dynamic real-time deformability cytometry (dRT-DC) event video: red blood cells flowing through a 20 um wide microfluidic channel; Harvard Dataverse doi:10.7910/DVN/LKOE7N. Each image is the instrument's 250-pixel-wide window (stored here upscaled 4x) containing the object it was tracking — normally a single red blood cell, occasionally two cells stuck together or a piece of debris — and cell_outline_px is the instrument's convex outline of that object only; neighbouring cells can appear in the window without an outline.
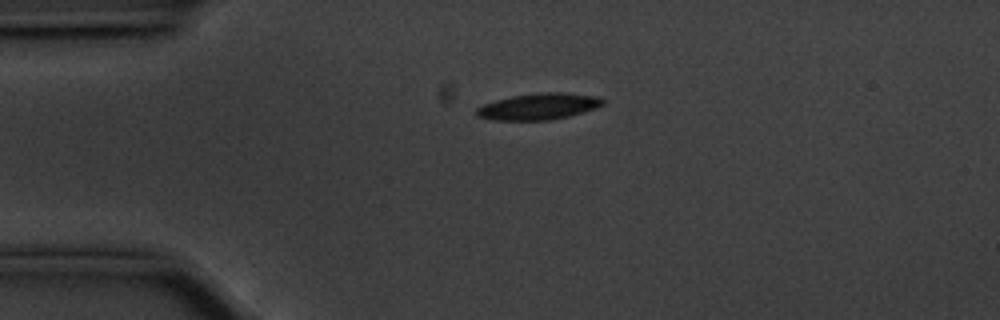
{"species": "common noctule bat (a hibernating species)", "species_latin": "Nyctalus noctula", "temperature_condition": "cold", "stored_images_in_passage": 45, "camera_frame_rate_fps": 3000, "um_per_image_px": 0.085, "animal": {"sex": "male", "body_mass_g": 20.1, "forearm_length_mm": 53.5}, "frame": {"image": 1, "passage_image": 1, "time_ms": 0.0, "image_size_px": [1000, 320], "cell_outline_px": [[604, 104], [596, 108], [584, 112], [568, 116], [548, 120], [492, 120], [476, 116], [476, 108], [484, 104], [496, 100], [512, 96], [540, 92], [564, 92], [600, 96], [604, 100]], "centroid_in_image_um": [45.81, 9.04], "position_along_channel_um": 39.2, "area_um2": 19.54}}
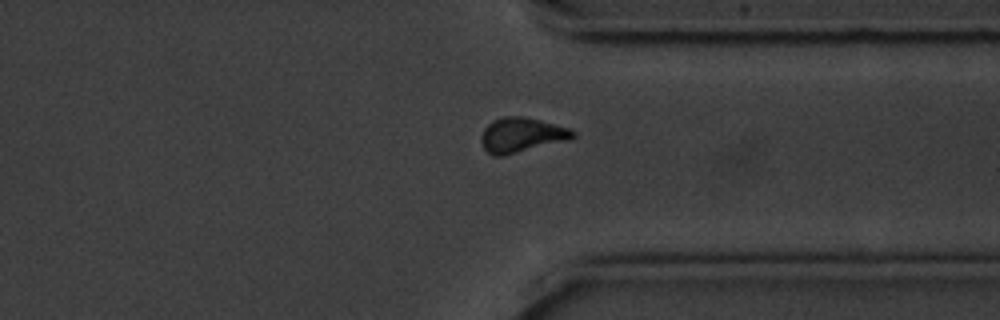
{"frame": {"image": 2, "passage_image": 31, "time_ms": 10.0, "image_size_px": [1000, 320], "cell_outline_px": [[576, 136], [572, 140], [504, 156], [492, 156], [484, 148], [480, 140], [480, 136], [484, 128], [492, 120], [504, 116], [524, 116], [540, 120], [568, 128], [576, 132]], "centroid_in_image_um": [44.34, 11.49], "position_along_channel_um": 367.1, "area_um2": 18.96}}
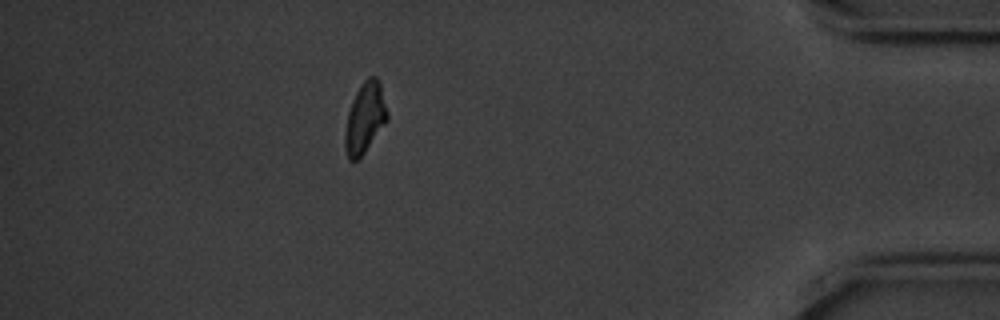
{"frame": {"image": 3, "passage_image": 38, "time_ms": 12.333, "image_size_px": [1000, 320], "cell_outline_px": [[388, 120], [364, 152], [356, 160], [348, 160], [344, 148], [344, 132], [348, 112], [352, 100], [360, 84], [368, 76], [376, 76], [380, 80], [388, 112]], "centroid_in_image_um": [31.02, 9.99], "position_along_channel_um": 404.2, "area_um2": 17.57}, "authors_computed_cell_mechanics": {"area_um2": 18.3226, "velocity_mm_per_s": 3.5427, "shape_relaxation_time_tau1_ms": 3.8897, "shape_relaxation_time_tau2_ms": null, "deformation_change_tau1": 0.1145, "deformation_change_tau2": null}}